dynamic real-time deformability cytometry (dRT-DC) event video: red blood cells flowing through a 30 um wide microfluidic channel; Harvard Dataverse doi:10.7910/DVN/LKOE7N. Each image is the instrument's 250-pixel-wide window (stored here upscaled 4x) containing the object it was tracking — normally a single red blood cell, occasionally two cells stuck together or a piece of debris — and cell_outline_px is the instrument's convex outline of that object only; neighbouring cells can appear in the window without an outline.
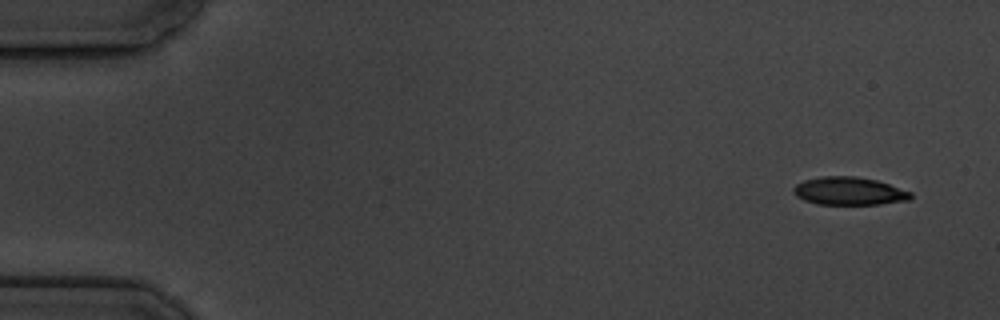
{"species": "common noctule bat (a hibernating species)", "species_latin": "Nyctalus noctula", "temperature_condition": "cold", "stored_images_in_passage": 4, "camera_frame_rate_fps": 3000, "um_per_image_px": 0.085, "animal": {"sex": "male", "body_mass_g": 19.5, "forearm_length_mm": 54.6}, "frame": {"image": 1, "passage_image": 1, "time_ms": 0.0, "image_size_px": [1000, 320], "cell_outline_px": [[912, 196], [908, 200], [880, 204], [816, 204], [804, 200], [796, 196], [792, 192], [792, 188], [796, 184], [804, 180], [820, 176], [856, 176], [876, 180], [912, 192]], "centroid_in_image_um": [72.13, 16.24], "position_along_channel_um": 12.9, "area_um2": 19.13}}